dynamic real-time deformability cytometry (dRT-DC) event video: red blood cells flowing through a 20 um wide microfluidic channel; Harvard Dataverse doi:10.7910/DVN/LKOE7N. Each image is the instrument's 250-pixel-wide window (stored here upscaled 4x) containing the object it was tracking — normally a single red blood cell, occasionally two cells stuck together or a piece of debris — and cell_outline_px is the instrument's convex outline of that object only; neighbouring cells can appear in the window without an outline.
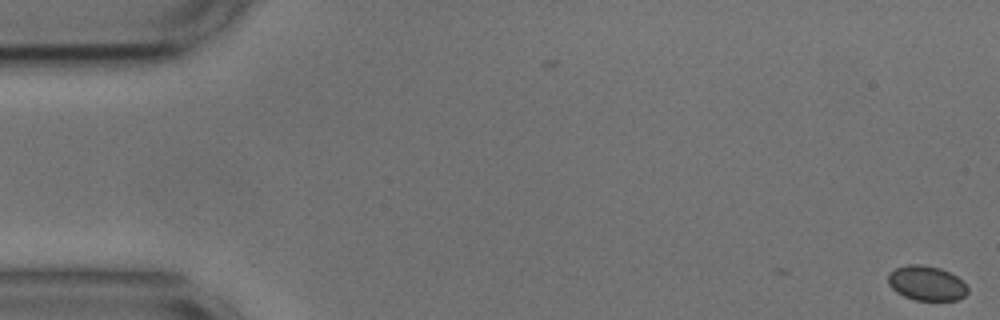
{"species": "common noctule bat (a hibernating species)", "species_latin": "Nyctalus noctula", "temperature_condition": "cold", "stored_images_in_passage": 44, "camera_frame_rate_fps": 3000, "um_per_image_px": 0.085, "animal": {"sex": "male", "body_mass_g": 17.9, "forearm_length_mm": 54.2}, "frame": {"image": 1, "passage_image": 1, "time_ms": 0.0, "image_size_px": [1000, 320], "cell_outline_px": [[968, 292], [964, 296], [956, 300], [916, 300], [904, 296], [896, 292], [888, 284], [888, 276], [896, 268], [908, 264], [920, 264], [940, 268], [956, 276], [968, 288]], "centroid_in_image_um": [78.74, 24.07], "position_along_channel_um": 6.3, "area_um2": 15.9}}
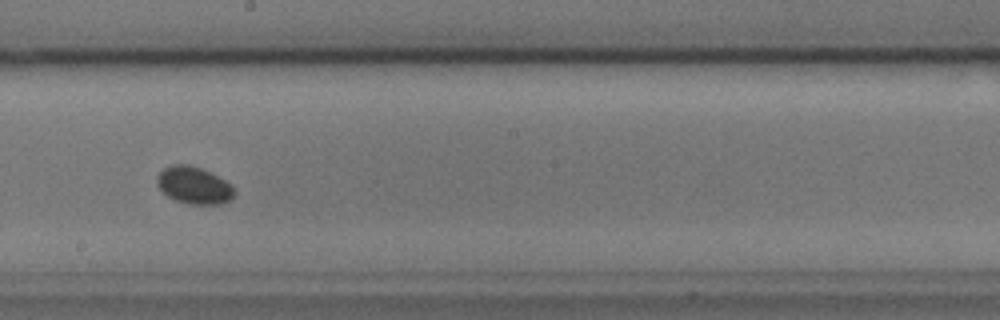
{"frame": {"image": 2, "passage_image": 31, "time_ms": 10.0, "image_size_px": [1000, 320], "cell_outline_px": [[236, 192], [228, 200], [220, 204], [188, 204], [176, 200], [168, 196], [156, 184], [156, 176], [164, 168], [172, 164], [188, 164], [200, 168], [232, 184]], "centroid_in_image_um": [16.46, 15.75], "position_along_channel_um": 231.7, "area_um2": 16.59}}
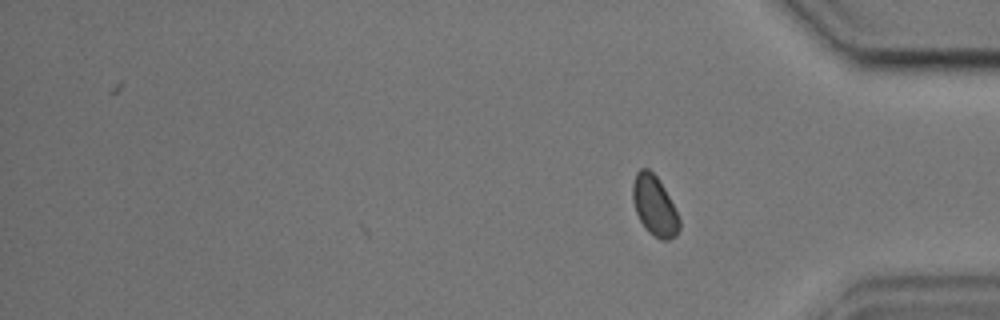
{"frame": {"image": 3, "passage_image": 44, "time_ms": 14.333, "image_size_px": [1000, 320], "cell_outline_px": [[680, 228], [676, 236], [668, 240], [660, 240], [648, 232], [644, 228], [636, 212], [632, 200], [632, 180], [636, 172], [640, 168], [648, 168], [656, 176], [664, 188], [680, 220]], "centroid_in_image_um": [55.6, 17.5], "position_along_channel_um": 379.6, "area_um2": 16.36}}